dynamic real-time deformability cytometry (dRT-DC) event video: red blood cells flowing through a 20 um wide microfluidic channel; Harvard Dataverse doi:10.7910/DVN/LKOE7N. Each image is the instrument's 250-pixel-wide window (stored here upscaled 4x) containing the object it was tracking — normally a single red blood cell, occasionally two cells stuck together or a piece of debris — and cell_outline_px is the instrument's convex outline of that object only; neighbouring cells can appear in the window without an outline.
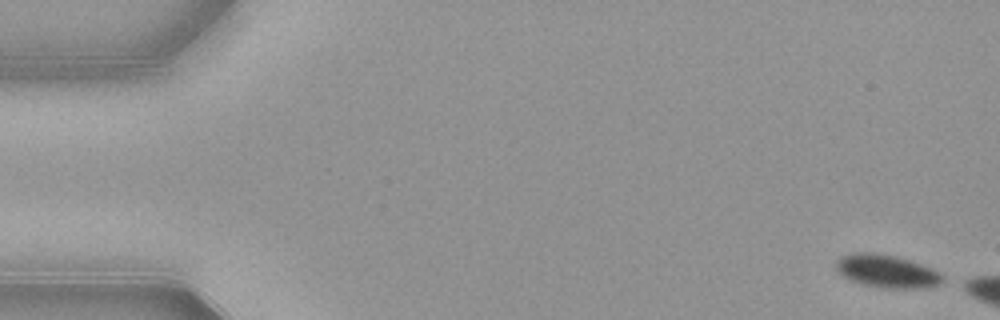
{"species": "common noctule bat (a hibernating species)", "species_latin": "Nyctalus noctula", "temperature_condition": "warm", "stored_images_in_passage": 7, "camera_frame_rate_fps": 3000, "um_per_image_px": 0.085, "animal": {"sex": "female", "body_mass_g": 21.9}, "frame": {"image": 1, "passage_image": 1, "time_ms": 0.0, "image_size_px": [1000, 320], "cell_outline_px": [[948, 280], [940, 284], [924, 288], [880, 288], [864, 284], [852, 280], [844, 276], [836, 268], [836, 260], [840, 256], [852, 252], [872, 252], [896, 256], [912, 260], [932, 268], [940, 272]], "centroid_in_image_um": [75.44, 23.04], "position_along_channel_um": 9.6, "area_um2": 20.75}}